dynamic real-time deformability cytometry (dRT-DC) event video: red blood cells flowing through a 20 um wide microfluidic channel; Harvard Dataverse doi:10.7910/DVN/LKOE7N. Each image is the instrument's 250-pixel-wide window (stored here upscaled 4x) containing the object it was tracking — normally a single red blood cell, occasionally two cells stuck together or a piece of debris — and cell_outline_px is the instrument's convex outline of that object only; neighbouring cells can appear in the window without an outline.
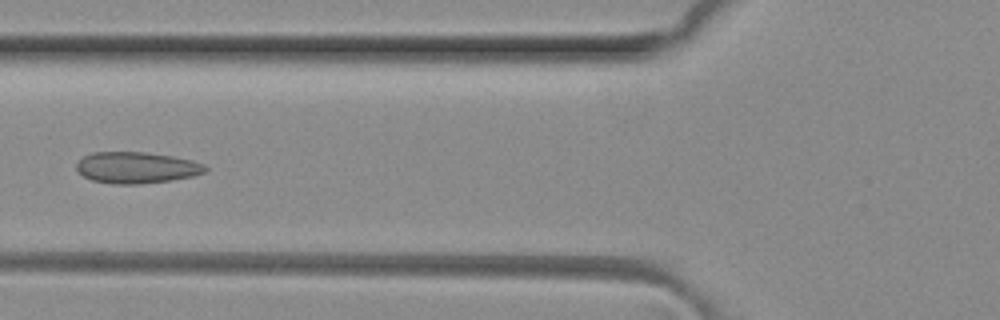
{"species": "common noctule bat (a hibernating species)", "species_latin": "Nyctalus noctula", "temperature_condition": "room temperature", "stored_images_in_passage": 5, "camera_frame_rate_fps": 3000, "um_per_image_px": 0.085, "animal": {"sex": "female", "body_mass_g": 29.2, "forearm_length_mm": 56.3}, "frame": {"image": 1, "passage_image": 5, "time_ms": 1.333, "image_size_px": [1000, 320], "cell_outline_px": [[208, 168], [204, 172], [192, 176], [172, 180], [140, 184], [112, 184], [92, 180], [84, 176], [76, 168], [76, 164], [84, 156], [92, 152], [144, 152], [172, 156], [192, 160], [204, 164]], "centroid_in_image_um": [11.61, 14.25], "position_along_channel_um": 114.2, "area_um2": 23.47}}